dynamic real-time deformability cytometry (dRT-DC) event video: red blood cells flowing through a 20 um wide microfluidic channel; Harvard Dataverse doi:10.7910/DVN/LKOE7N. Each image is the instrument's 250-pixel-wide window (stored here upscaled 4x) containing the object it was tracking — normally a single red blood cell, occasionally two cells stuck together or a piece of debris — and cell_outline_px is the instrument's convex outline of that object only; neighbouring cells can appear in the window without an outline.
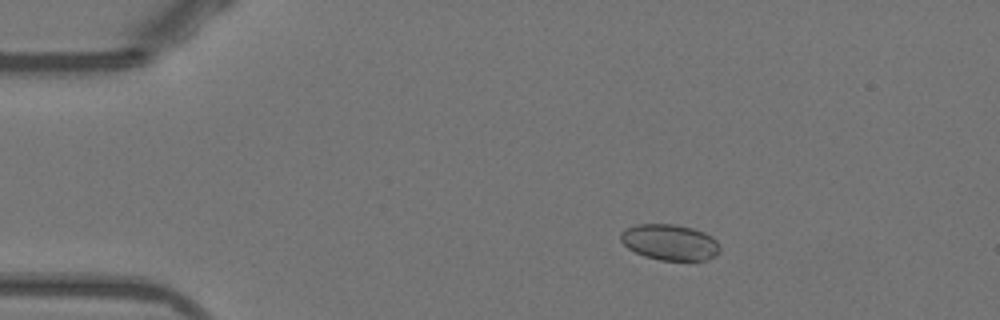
{"species": "Egyptian fruit bat (a non-hibernating species)", "species_latin": "Rousettus aegyptiacus", "temperature_condition": "warm", "stored_images_in_passage": 44, "camera_frame_rate_fps": 3000, "um_per_image_px": 0.085, "animal": {"sex": "female"}, "frame": {"image": 1, "passage_image": 1, "time_ms": 0.0, "image_size_px": [1000, 320], "cell_outline_px": [[720, 252], [716, 256], [708, 260], [660, 260], [644, 256], [628, 248], [620, 240], [620, 232], [636, 224], [676, 224], [692, 228], [704, 232], [712, 236], [716, 240], [720, 248]], "centroid_in_image_um": [56.95, 20.59], "position_along_channel_um": 28.0, "area_um2": 20.87}}
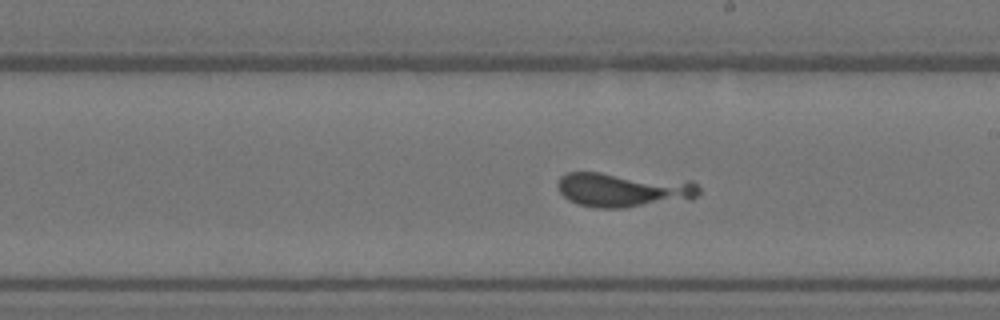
{"frame": {"image": 2, "passage_image": 22, "time_ms": 7.0, "image_size_px": [1000, 320], "cell_outline_px": [[700, 192], [692, 200], [624, 208], [596, 208], [576, 204], [568, 200], [560, 192], [556, 184], [560, 176], [568, 172], [600, 172], [692, 180], [700, 188]], "centroid_in_image_um": [53.02, 16.13], "position_along_channel_um": 236.0, "area_um2": 29.19}}
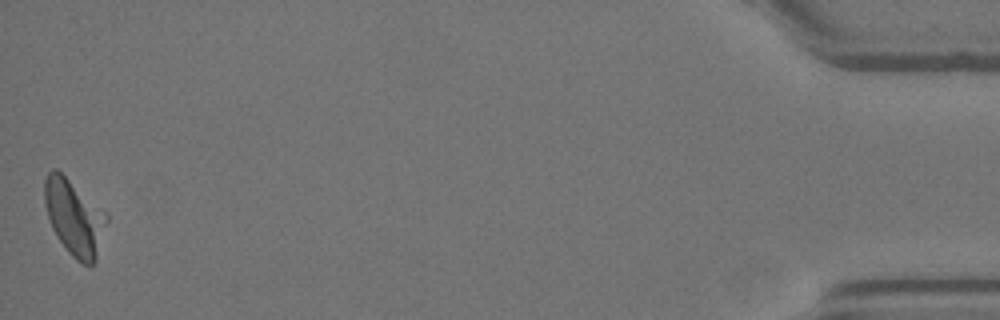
{"frame": {"image": 3, "passage_image": 44, "time_ms": 14.333, "image_size_px": [1000, 320], "cell_outline_px": [[108, 220], [96, 260], [92, 268], [76, 260], [68, 252], [56, 236], [52, 228], [48, 216], [44, 200], [44, 180], [48, 172], [52, 168], [56, 168], [108, 212]], "centroid_in_image_um": [6.34, 18.48], "position_along_channel_um": 428.9, "area_um2": 27.8}}